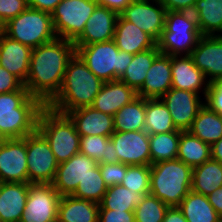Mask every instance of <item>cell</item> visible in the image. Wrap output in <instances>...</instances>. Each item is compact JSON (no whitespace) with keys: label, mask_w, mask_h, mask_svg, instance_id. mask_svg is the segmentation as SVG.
Here are the masks:
<instances>
[{"label":"cell","mask_w":222,"mask_h":222,"mask_svg":"<svg viewBox=\"0 0 222 222\" xmlns=\"http://www.w3.org/2000/svg\"><path fill=\"white\" fill-rule=\"evenodd\" d=\"M144 196L141 193H132L131 190L121 185L110 186L103 196L99 209L134 211Z\"/></svg>","instance_id":"cell-36"},{"label":"cell","mask_w":222,"mask_h":222,"mask_svg":"<svg viewBox=\"0 0 222 222\" xmlns=\"http://www.w3.org/2000/svg\"><path fill=\"white\" fill-rule=\"evenodd\" d=\"M79 152L93 159L98 164L119 163L115 146L110 137L107 136H81Z\"/></svg>","instance_id":"cell-34"},{"label":"cell","mask_w":222,"mask_h":222,"mask_svg":"<svg viewBox=\"0 0 222 222\" xmlns=\"http://www.w3.org/2000/svg\"><path fill=\"white\" fill-rule=\"evenodd\" d=\"M26 149L28 183L52 184L59 163L48 141L37 129L26 136Z\"/></svg>","instance_id":"cell-10"},{"label":"cell","mask_w":222,"mask_h":222,"mask_svg":"<svg viewBox=\"0 0 222 222\" xmlns=\"http://www.w3.org/2000/svg\"><path fill=\"white\" fill-rule=\"evenodd\" d=\"M0 182L28 183L26 137L0 144Z\"/></svg>","instance_id":"cell-13"},{"label":"cell","mask_w":222,"mask_h":222,"mask_svg":"<svg viewBox=\"0 0 222 222\" xmlns=\"http://www.w3.org/2000/svg\"><path fill=\"white\" fill-rule=\"evenodd\" d=\"M172 88L171 56L160 54L147 71L137 96L146 99H160Z\"/></svg>","instance_id":"cell-21"},{"label":"cell","mask_w":222,"mask_h":222,"mask_svg":"<svg viewBox=\"0 0 222 222\" xmlns=\"http://www.w3.org/2000/svg\"><path fill=\"white\" fill-rule=\"evenodd\" d=\"M167 11L192 12L196 0H160Z\"/></svg>","instance_id":"cell-46"},{"label":"cell","mask_w":222,"mask_h":222,"mask_svg":"<svg viewBox=\"0 0 222 222\" xmlns=\"http://www.w3.org/2000/svg\"><path fill=\"white\" fill-rule=\"evenodd\" d=\"M145 130L148 134L180 131L174 126L169 110L161 99H146Z\"/></svg>","instance_id":"cell-35"},{"label":"cell","mask_w":222,"mask_h":222,"mask_svg":"<svg viewBox=\"0 0 222 222\" xmlns=\"http://www.w3.org/2000/svg\"><path fill=\"white\" fill-rule=\"evenodd\" d=\"M146 98L137 96L125 105L114 118V132L145 130Z\"/></svg>","instance_id":"cell-29"},{"label":"cell","mask_w":222,"mask_h":222,"mask_svg":"<svg viewBox=\"0 0 222 222\" xmlns=\"http://www.w3.org/2000/svg\"><path fill=\"white\" fill-rule=\"evenodd\" d=\"M45 105L31 96L24 85L18 90L0 94V132L6 139L24 138L37 129Z\"/></svg>","instance_id":"cell-3"},{"label":"cell","mask_w":222,"mask_h":222,"mask_svg":"<svg viewBox=\"0 0 222 222\" xmlns=\"http://www.w3.org/2000/svg\"><path fill=\"white\" fill-rule=\"evenodd\" d=\"M137 97V92L128 87L121 80L104 82L100 92L94 98L93 107L100 112L114 116L117 111L123 108Z\"/></svg>","instance_id":"cell-23"},{"label":"cell","mask_w":222,"mask_h":222,"mask_svg":"<svg viewBox=\"0 0 222 222\" xmlns=\"http://www.w3.org/2000/svg\"><path fill=\"white\" fill-rule=\"evenodd\" d=\"M4 25L5 24L0 19V35H2L4 33Z\"/></svg>","instance_id":"cell-52"},{"label":"cell","mask_w":222,"mask_h":222,"mask_svg":"<svg viewBox=\"0 0 222 222\" xmlns=\"http://www.w3.org/2000/svg\"><path fill=\"white\" fill-rule=\"evenodd\" d=\"M160 54L157 45L149 50L134 54L131 63L119 80L137 92L142 87L153 61Z\"/></svg>","instance_id":"cell-33"},{"label":"cell","mask_w":222,"mask_h":222,"mask_svg":"<svg viewBox=\"0 0 222 222\" xmlns=\"http://www.w3.org/2000/svg\"><path fill=\"white\" fill-rule=\"evenodd\" d=\"M201 36L192 12L167 11L157 48L161 54L169 56L191 55Z\"/></svg>","instance_id":"cell-6"},{"label":"cell","mask_w":222,"mask_h":222,"mask_svg":"<svg viewBox=\"0 0 222 222\" xmlns=\"http://www.w3.org/2000/svg\"><path fill=\"white\" fill-rule=\"evenodd\" d=\"M172 88L202 94L205 99L210 82L193 62L190 55L171 56ZM204 85V86H203ZM202 88V89H201Z\"/></svg>","instance_id":"cell-19"},{"label":"cell","mask_w":222,"mask_h":222,"mask_svg":"<svg viewBox=\"0 0 222 222\" xmlns=\"http://www.w3.org/2000/svg\"><path fill=\"white\" fill-rule=\"evenodd\" d=\"M207 199L214 210L222 217V186L208 195Z\"/></svg>","instance_id":"cell-50"},{"label":"cell","mask_w":222,"mask_h":222,"mask_svg":"<svg viewBox=\"0 0 222 222\" xmlns=\"http://www.w3.org/2000/svg\"><path fill=\"white\" fill-rule=\"evenodd\" d=\"M180 131L149 134L151 164L177 158Z\"/></svg>","instance_id":"cell-37"},{"label":"cell","mask_w":222,"mask_h":222,"mask_svg":"<svg viewBox=\"0 0 222 222\" xmlns=\"http://www.w3.org/2000/svg\"><path fill=\"white\" fill-rule=\"evenodd\" d=\"M76 54L103 82L119 79L131 63L133 54L119 50L114 40L75 46Z\"/></svg>","instance_id":"cell-7"},{"label":"cell","mask_w":222,"mask_h":222,"mask_svg":"<svg viewBox=\"0 0 222 222\" xmlns=\"http://www.w3.org/2000/svg\"><path fill=\"white\" fill-rule=\"evenodd\" d=\"M205 105L222 115V78L210 83L205 97Z\"/></svg>","instance_id":"cell-43"},{"label":"cell","mask_w":222,"mask_h":222,"mask_svg":"<svg viewBox=\"0 0 222 222\" xmlns=\"http://www.w3.org/2000/svg\"><path fill=\"white\" fill-rule=\"evenodd\" d=\"M118 160L126 165H151L149 134L146 130L114 132L110 136Z\"/></svg>","instance_id":"cell-15"},{"label":"cell","mask_w":222,"mask_h":222,"mask_svg":"<svg viewBox=\"0 0 222 222\" xmlns=\"http://www.w3.org/2000/svg\"><path fill=\"white\" fill-rule=\"evenodd\" d=\"M97 6L95 0H62L51 13L57 38L74 42Z\"/></svg>","instance_id":"cell-9"},{"label":"cell","mask_w":222,"mask_h":222,"mask_svg":"<svg viewBox=\"0 0 222 222\" xmlns=\"http://www.w3.org/2000/svg\"><path fill=\"white\" fill-rule=\"evenodd\" d=\"M100 204L62 196L58 206L57 222H98Z\"/></svg>","instance_id":"cell-26"},{"label":"cell","mask_w":222,"mask_h":222,"mask_svg":"<svg viewBox=\"0 0 222 222\" xmlns=\"http://www.w3.org/2000/svg\"><path fill=\"white\" fill-rule=\"evenodd\" d=\"M28 7L52 13L62 0H26Z\"/></svg>","instance_id":"cell-47"},{"label":"cell","mask_w":222,"mask_h":222,"mask_svg":"<svg viewBox=\"0 0 222 222\" xmlns=\"http://www.w3.org/2000/svg\"><path fill=\"white\" fill-rule=\"evenodd\" d=\"M167 208L168 206L163 201L149 193L135 207V222H162Z\"/></svg>","instance_id":"cell-40"},{"label":"cell","mask_w":222,"mask_h":222,"mask_svg":"<svg viewBox=\"0 0 222 222\" xmlns=\"http://www.w3.org/2000/svg\"><path fill=\"white\" fill-rule=\"evenodd\" d=\"M27 8L26 0H0V19L6 24Z\"/></svg>","instance_id":"cell-42"},{"label":"cell","mask_w":222,"mask_h":222,"mask_svg":"<svg viewBox=\"0 0 222 222\" xmlns=\"http://www.w3.org/2000/svg\"><path fill=\"white\" fill-rule=\"evenodd\" d=\"M190 56L210 83L222 78V36H201Z\"/></svg>","instance_id":"cell-17"},{"label":"cell","mask_w":222,"mask_h":222,"mask_svg":"<svg viewBox=\"0 0 222 222\" xmlns=\"http://www.w3.org/2000/svg\"><path fill=\"white\" fill-rule=\"evenodd\" d=\"M75 53L73 41L62 38L33 48L24 84L29 94L47 105L60 91L66 66Z\"/></svg>","instance_id":"cell-1"},{"label":"cell","mask_w":222,"mask_h":222,"mask_svg":"<svg viewBox=\"0 0 222 222\" xmlns=\"http://www.w3.org/2000/svg\"><path fill=\"white\" fill-rule=\"evenodd\" d=\"M6 138L1 134L0 132V144L5 140Z\"/></svg>","instance_id":"cell-53"},{"label":"cell","mask_w":222,"mask_h":222,"mask_svg":"<svg viewBox=\"0 0 222 222\" xmlns=\"http://www.w3.org/2000/svg\"><path fill=\"white\" fill-rule=\"evenodd\" d=\"M150 166L149 193L168 207L179 206L191 190L193 168L177 158Z\"/></svg>","instance_id":"cell-4"},{"label":"cell","mask_w":222,"mask_h":222,"mask_svg":"<svg viewBox=\"0 0 222 222\" xmlns=\"http://www.w3.org/2000/svg\"><path fill=\"white\" fill-rule=\"evenodd\" d=\"M32 48L4 33L0 35V66L16 76L23 84L29 74Z\"/></svg>","instance_id":"cell-20"},{"label":"cell","mask_w":222,"mask_h":222,"mask_svg":"<svg viewBox=\"0 0 222 222\" xmlns=\"http://www.w3.org/2000/svg\"><path fill=\"white\" fill-rule=\"evenodd\" d=\"M37 130L48 141L58 163L79 153L81 136L67 114L54 111L45 105L38 117Z\"/></svg>","instance_id":"cell-5"},{"label":"cell","mask_w":222,"mask_h":222,"mask_svg":"<svg viewBox=\"0 0 222 222\" xmlns=\"http://www.w3.org/2000/svg\"><path fill=\"white\" fill-rule=\"evenodd\" d=\"M98 6L106 7L120 14L133 0H95Z\"/></svg>","instance_id":"cell-48"},{"label":"cell","mask_w":222,"mask_h":222,"mask_svg":"<svg viewBox=\"0 0 222 222\" xmlns=\"http://www.w3.org/2000/svg\"><path fill=\"white\" fill-rule=\"evenodd\" d=\"M162 222H187L178 206L168 207Z\"/></svg>","instance_id":"cell-49"},{"label":"cell","mask_w":222,"mask_h":222,"mask_svg":"<svg viewBox=\"0 0 222 222\" xmlns=\"http://www.w3.org/2000/svg\"><path fill=\"white\" fill-rule=\"evenodd\" d=\"M80 136L101 135L110 137L114 133V118L91 106L80 107L67 113Z\"/></svg>","instance_id":"cell-22"},{"label":"cell","mask_w":222,"mask_h":222,"mask_svg":"<svg viewBox=\"0 0 222 222\" xmlns=\"http://www.w3.org/2000/svg\"><path fill=\"white\" fill-rule=\"evenodd\" d=\"M166 105L177 130L188 131L205 101L199 94L171 88L160 98ZM202 100V101H201Z\"/></svg>","instance_id":"cell-14"},{"label":"cell","mask_w":222,"mask_h":222,"mask_svg":"<svg viewBox=\"0 0 222 222\" xmlns=\"http://www.w3.org/2000/svg\"><path fill=\"white\" fill-rule=\"evenodd\" d=\"M187 222H222V217L209 203L207 196L192 190L178 206Z\"/></svg>","instance_id":"cell-28"},{"label":"cell","mask_w":222,"mask_h":222,"mask_svg":"<svg viewBox=\"0 0 222 222\" xmlns=\"http://www.w3.org/2000/svg\"><path fill=\"white\" fill-rule=\"evenodd\" d=\"M103 84L75 53L66 66L60 91L47 106L62 114L91 106Z\"/></svg>","instance_id":"cell-2"},{"label":"cell","mask_w":222,"mask_h":222,"mask_svg":"<svg viewBox=\"0 0 222 222\" xmlns=\"http://www.w3.org/2000/svg\"><path fill=\"white\" fill-rule=\"evenodd\" d=\"M166 13L160 0H133L119 15L157 42L165 28Z\"/></svg>","instance_id":"cell-12"},{"label":"cell","mask_w":222,"mask_h":222,"mask_svg":"<svg viewBox=\"0 0 222 222\" xmlns=\"http://www.w3.org/2000/svg\"><path fill=\"white\" fill-rule=\"evenodd\" d=\"M221 186L222 164L220 162L210 159L193 168L192 191L208 196Z\"/></svg>","instance_id":"cell-31"},{"label":"cell","mask_w":222,"mask_h":222,"mask_svg":"<svg viewBox=\"0 0 222 222\" xmlns=\"http://www.w3.org/2000/svg\"><path fill=\"white\" fill-rule=\"evenodd\" d=\"M101 175L107 187L120 185L126 174L127 166L123 163H102L98 164Z\"/></svg>","instance_id":"cell-41"},{"label":"cell","mask_w":222,"mask_h":222,"mask_svg":"<svg viewBox=\"0 0 222 222\" xmlns=\"http://www.w3.org/2000/svg\"><path fill=\"white\" fill-rule=\"evenodd\" d=\"M188 131L201 141L212 145L222 138V115L204 104Z\"/></svg>","instance_id":"cell-30"},{"label":"cell","mask_w":222,"mask_h":222,"mask_svg":"<svg viewBox=\"0 0 222 222\" xmlns=\"http://www.w3.org/2000/svg\"><path fill=\"white\" fill-rule=\"evenodd\" d=\"M60 199L52 184H29L25 209L19 222H57Z\"/></svg>","instance_id":"cell-11"},{"label":"cell","mask_w":222,"mask_h":222,"mask_svg":"<svg viewBox=\"0 0 222 222\" xmlns=\"http://www.w3.org/2000/svg\"><path fill=\"white\" fill-rule=\"evenodd\" d=\"M23 85L16 76L0 66V94L18 91Z\"/></svg>","instance_id":"cell-45"},{"label":"cell","mask_w":222,"mask_h":222,"mask_svg":"<svg viewBox=\"0 0 222 222\" xmlns=\"http://www.w3.org/2000/svg\"><path fill=\"white\" fill-rule=\"evenodd\" d=\"M211 159L222 164V138L211 145Z\"/></svg>","instance_id":"cell-51"},{"label":"cell","mask_w":222,"mask_h":222,"mask_svg":"<svg viewBox=\"0 0 222 222\" xmlns=\"http://www.w3.org/2000/svg\"><path fill=\"white\" fill-rule=\"evenodd\" d=\"M107 189L99 165H97L90 170V173L84 177L82 182H79L71 196L100 204Z\"/></svg>","instance_id":"cell-38"},{"label":"cell","mask_w":222,"mask_h":222,"mask_svg":"<svg viewBox=\"0 0 222 222\" xmlns=\"http://www.w3.org/2000/svg\"><path fill=\"white\" fill-rule=\"evenodd\" d=\"M98 222H135L134 211L99 209Z\"/></svg>","instance_id":"cell-44"},{"label":"cell","mask_w":222,"mask_h":222,"mask_svg":"<svg viewBox=\"0 0 222 222\" xmlns=\"http://www.w3.org/2000/svg\"><path fill=\"white\" fill-rule=\"evenodd\" d=\"M192 13L202 36H222V0H196Z\"/></svg>","instance_id":"cell-27"},{"label":"cell","mask_w":222,"mask_h":222,"mask_svg":"<svg viewBox=\"0 0 222 222\" xmlns=\"http://www.w3.org/2000/svg\"><path fill=\"white\" fill-rule=\"evenodd\" d=\"M113 40L119 50L130 54L140 53L157 45V42L143 30L120 15L117 19Z\"/></svg>","instance_id":"cell-25"},{"label":"cell","mask_w":222,"mask_h":222,"mask_svg":"<svg viewBox=\"0 0 222 222\" xmlns=\"http://www.w3.org/2000/svg\"><path fill=\"white\" fill-rule=\"evenodd\" d=\"M177 159L194 168L211 159V145L189 131H180Z\"/></svg>","instance_id":"cell-32"},{"label":"cell","mask_w":222,"mask_h":222,"mask_svg":"<svg viewBox=\"0 0 222 222\" xmlns=\"http://www.w3.org/2000/svg\"><path fill=\"white\" fill-rule=\"evenodd\" d=\"M150 165H128L121 186L132 193L147 195L150 192Z\"/></svg>","instance_id":"cell-39"},{"label":"cell","mask_w":222,"mask_h":222,"mask_svg":"<svg viewBox=\"0 0 222 222\" xmlns=\"http://www.w3.org/2000/svg\"><path fill=\"white\" fill-rule=\"evenodd\" d=\"M119 14L106 7L97 6L87 20L84 31L73 42L75 46H85L112 40Z\"/></svg>","instance_id":"cell-18"},{"label":"cell","mask_w":222,"mask_h":222,"mask_svg":"<svg viewBox=\"0 0 222 222\" xmlns=\"http://www.w3.org/2000/svg\"><path fill=\"white\" fill-rule=\"evenodd\" d=\"M4 34L32 49L57 38L51 13L31 7L8 21Z\"/></svg>","instance_id":"cell-8"},{"label":"cell","mask_w":222,"mask_h":222,"mask_svg":"<svg viewBox=\"0 0 222 222\" xmlns=\"http://www.w3.org/2000/svg\"><path fill=\"white\" fill-rule=\"evenodd\" d=\"M98 165L93 159L85 154L77 153L69 160L58 164L55 179L52 183L58 194L71 196L79 182Z\"/></svg>","instance_id":"cell-16"},{"label":"cell","mask_w":222,"mask_h":222,"mask_svg":"<svg viewBox=\"0 0 222 222\" xmlns=\"http://www.w3.org/2000/svg\"><path fill=\"white\" fill-rule=\"evenodd\" d=\"M30 183L0 182V222H19Z\"/></svg>","instance_id":"cell-24"}]
</instances>
